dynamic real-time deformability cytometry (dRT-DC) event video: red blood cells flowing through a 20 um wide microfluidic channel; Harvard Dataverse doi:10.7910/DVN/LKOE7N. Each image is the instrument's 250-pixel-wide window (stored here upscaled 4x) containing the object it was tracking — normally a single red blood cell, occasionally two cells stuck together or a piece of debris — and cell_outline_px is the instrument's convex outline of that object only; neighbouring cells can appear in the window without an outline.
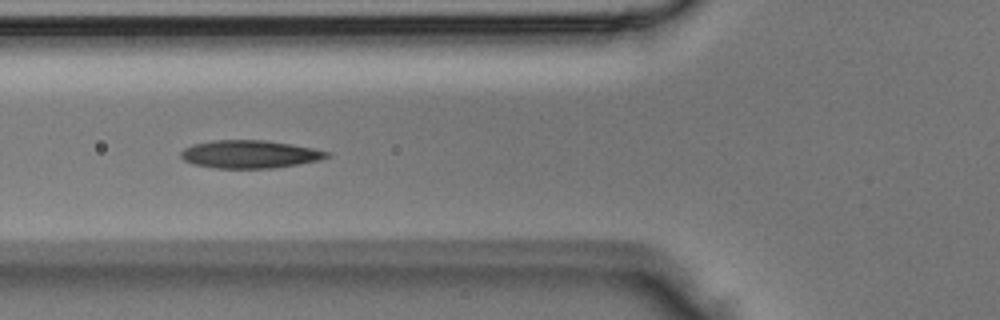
{"species": "Egyptian fruit bat (a non-hibernating species)", "species_latin": "Rousettus aegyptiacus", "temperature_condition": "room temperature", "stored_images_in_passage": 5, "camera_frame_rate_fps": 3000, "um_per_image_px": 0.085, "animal": {"sex": "male"}, "frame": {"image": 1, "passage_image": 5, "time_ms": 1.333, "image_size_px": [1000, 320], "cell_outline_px": [[332, 156], [320, 160], [272, 168], [216, 168], [196, 164], [184, 160], [180, 156], [180, 152], [184, 148], [192, 144], [212, 140], [264, 140], [292, 144], [332, 152]], "centroid_in_image_um": [21.25, 13.1], "position_along_channel_um": 104.5, "area_um2": 23.76}}